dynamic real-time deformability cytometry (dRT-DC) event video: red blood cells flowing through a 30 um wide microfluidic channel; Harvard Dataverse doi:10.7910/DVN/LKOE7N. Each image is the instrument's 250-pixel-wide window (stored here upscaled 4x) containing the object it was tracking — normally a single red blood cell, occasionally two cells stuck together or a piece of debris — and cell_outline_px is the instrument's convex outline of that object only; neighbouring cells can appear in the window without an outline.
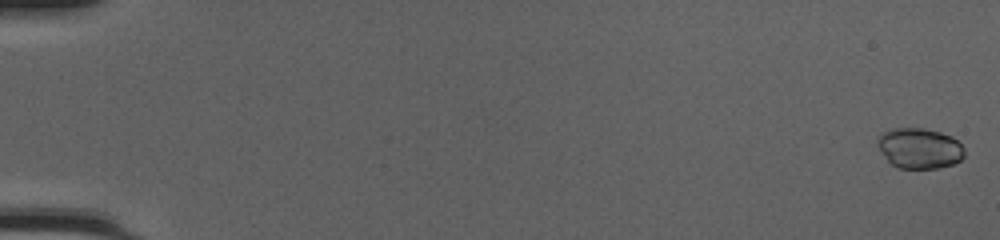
{"species": "common noctule bat (a hibernating species)", "species_latin": "Nyctalus noctula", "temperature_condition": "cold", "stored_images_in_passage": 51, "camera_frame_rate_fps": 3000, "um_per_image_px": 0.085, "animal": {"sex": "female", "body_mass_g": 20.0, "forearm_length_mm": 54.0}, "frame": {"image": 1, "passage_image": 1, "time_ms": 0.0, "image_size_px": [1000, 240], "cell_outline_px": [[964, 156], [960, 160], [952, 164], [940, 168], [896, 168], [888, 160], [876, 144], [876, 140], [884, 132], [892, 128], [924, 128], [940, 132], [952, 136], [964, 148]], "centroid_in_image_um": [78.16, 12.6], "position_along_channel_um": 6.8, "area_um2": 20.46}}
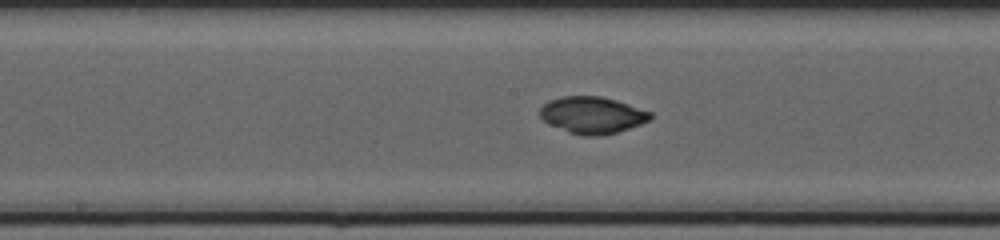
{"frame": {"image": 2, "passage_image": 28, "time_ms": 9.0, "image_size_px": [1000, 240], "cell_outline_px": [[652, 120], [616, 132], [600, 136], [580, 136], [568, 132], [548, 124], [540, 116], [540, 108], [548, 100], [560, 96], [600, 96], [616, 100], [652, 112]], "centroid_in_image_um": [50.33, 9.78], "position_along_channel_um": 197.9, "area_um2": 23.81}}
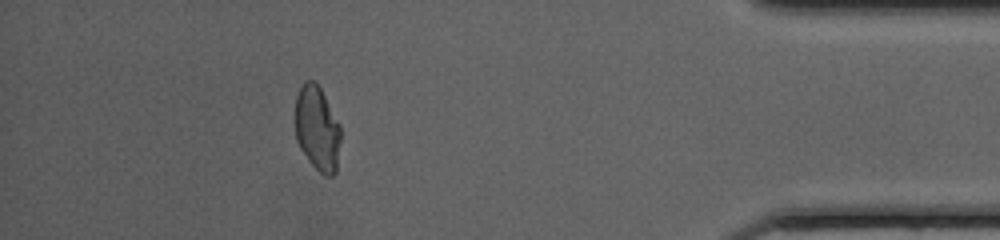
{"frame": {"image": 3, "passage_image": 46, "time_ms": 15.0, "image_size_px": [1000, 240], "cell_outline_px": [[340, 140], [336, 172], [332, 176], [324, 176], [308, 160], [300, 148], [296, 140], [296, 96], [300, 88], [308, 80], [316, 80], [340, 124]], "centroid_in_image_um": [26.97, 10.93], "position_along_channel_um": 408.2, "area_um2": 22.37}, "authors_computed_cell_mechanics": {"area_um2": 22.831, "velocity_mm_per_s": 4.228, "shape_relaxation_time_tau1_ms": 6.4617, "shape_relaxation_time_tau2_ms": 1.3665, "deformation_change_tau1": 0.0604, "deformation_change_tau2": 0.0242}}